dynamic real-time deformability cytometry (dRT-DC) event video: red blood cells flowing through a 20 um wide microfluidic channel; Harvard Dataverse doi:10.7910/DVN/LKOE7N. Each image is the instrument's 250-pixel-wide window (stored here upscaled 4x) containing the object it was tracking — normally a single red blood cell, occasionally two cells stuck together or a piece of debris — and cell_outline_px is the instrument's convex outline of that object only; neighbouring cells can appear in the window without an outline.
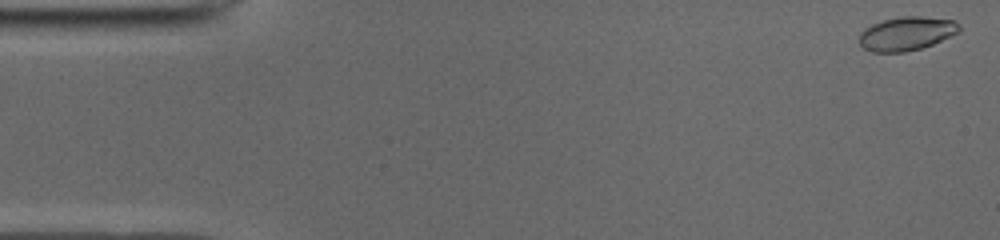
{"species": "common noctule bat (a hibernating species)", "species_latin": "Nyctalus noctula", "temperature_condition": "cold", "stored_images_in_passage": 51, "camera_frame_rate_fps": 3000, "um_per_image_px": 0.085, "animal": {"sex": "male", "body_mass_g": 19.0, "forearm_length_mm": 50.8}, "frame": {"image": 1, "passage_image": 1, "time_ms": 0.0, "image_size_px": [1000, 240], "cell_outline_px": [[960, 32], [932, 44], [920, 48], [904, 52], [872, 52], [864, 48], [860, 44], [860, 32], [864, 28], [872, 24], [884, 20], [904, 16], [920, 16], [952, 20], [960, 24]], "centroid_in_image_um": [77.05, 2.85], "position_along_channel_um": 7.9, "area_um2": 19.54}}
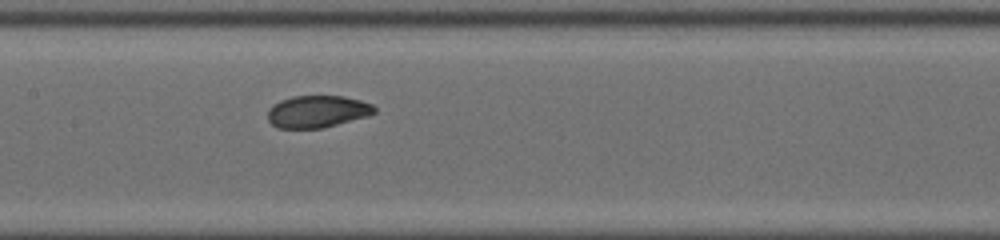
{"frame": {"image": 2, "passage_image": 24, "time_ms": 7.667, "image_size_px": [1000, 240], "cell_outline_px": [[376, 112], [368, 116], [320, 128], [280, 128], [272, 124], [268, 120], [268, 108], [272, 104], [280, 100], [292, 96], [344, 96], [360, 100], [372, 104], [376, 108]], "centroid_in_image_um": [26.96, 9.47], "position_along_channel_um": 180.4, "area_um2": 19.94}}
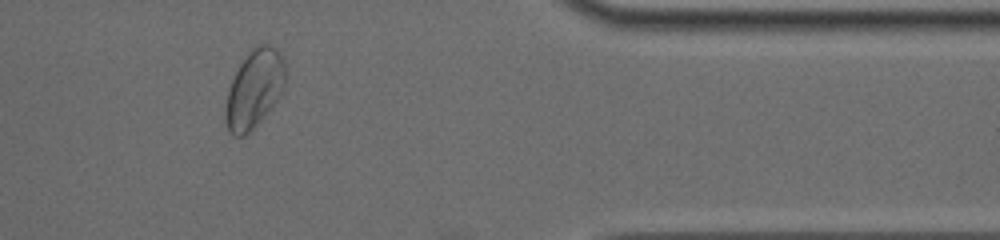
{"frame": {"image": 3, "passage_image": 42, "time_ms": 13.667, "image_size_px": [1000, 240], "cell_outline_px": [[284, 88], [280, 96], [268, 112], [244, 136], [236, 136], [228, 128], [224, 120], [224, 112], [228, 88], [240, 64], [248, 52], [252, 48], [260, 44], [268, 44], [276, 48], [284, 60]], "centroid_in_image_um": [21.6, 7.54], "position_along_channel_um": 389.8, "area_um2": 26.99}, "authors_computed_cell_mechanics": {"area_um2": 20.3456, "velocity_mm_per_s": 3.9069, "shape_relaxation_time_tau1_ms": 3.7158, "shape_relaxation_time_tau2_ms": null, "deformation_change_tau1": 0.127, "deformation_change_tau2": null}}